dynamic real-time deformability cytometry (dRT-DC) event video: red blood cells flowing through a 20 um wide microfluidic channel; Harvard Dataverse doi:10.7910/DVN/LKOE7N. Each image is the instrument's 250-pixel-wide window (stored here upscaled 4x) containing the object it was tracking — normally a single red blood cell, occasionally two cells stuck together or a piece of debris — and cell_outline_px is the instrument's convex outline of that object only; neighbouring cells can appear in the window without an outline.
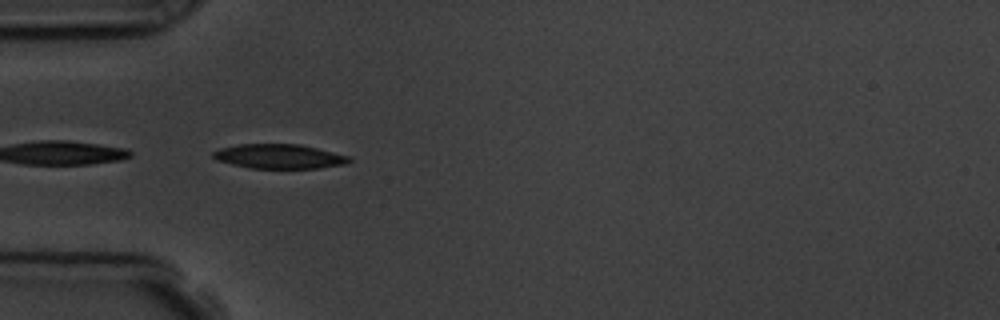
{"species": "common noctule bat (a hibernating species)", "species_latin": "Nyctalus noctula", "temperature_condition": "room temperature", "stored_images_in_passage": 4, "camera_frame_rate_fps": 3000, "um_per_image_px": 0.085, "animal": {"sex": "male", "body_mass_g": 19.5, "forearm_length_mm": 54.6}, "frame": {"image": 1, "passage_image": 4, "time_ms": 4.333, "image_size_px": [1000, 320], "cell_outline_px": [[352, 160], [344, 164], [320, 168], [252, 168], [232, 164], [216, 160], [212, 156], [212, 152], [220, 148], [240, 144], [300, 144], [348, 156]], "centroid_in_image_um": [23.7, 13.29], "position_along_channel_um": 61.3, "area_um2": 19.19}}